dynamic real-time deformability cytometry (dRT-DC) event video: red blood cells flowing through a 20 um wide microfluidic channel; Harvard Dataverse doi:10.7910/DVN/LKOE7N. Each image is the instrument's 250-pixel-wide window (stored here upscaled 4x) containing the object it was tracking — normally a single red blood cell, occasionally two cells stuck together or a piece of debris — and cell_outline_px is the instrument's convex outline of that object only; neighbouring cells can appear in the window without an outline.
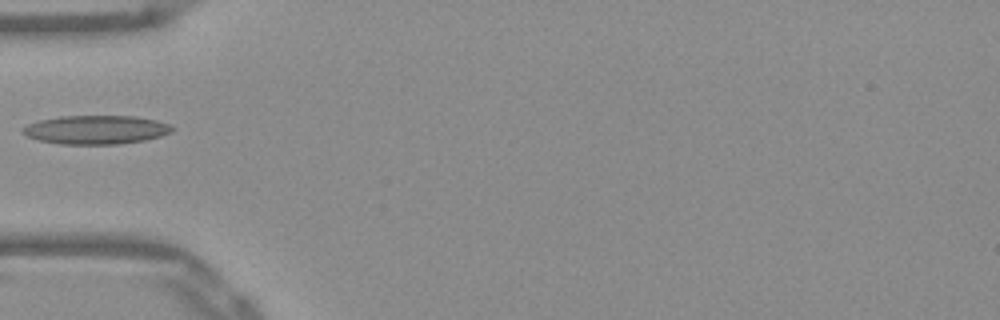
{"species": "Egyptian fruit bat (a non-hibernating species)", "species_latin": "Rousettus aegyptiacus", "temperature_condition": "warm", "stored_images_in_passage": 36, "camera_frame_rate_fps": 3000, "um_per_image_px": 0.085, "frame": {"image": 1, "passage_image": 1, "time_ms": 0.0, "image_size_px": [1000, 320], "cell_outline_px": [[176, 128], [172, 132], [160, 136], [144, 140], [116, 144], [60, 144], [40, 140], [28, 136], [20, 132], [20, 128], [28, 124], [40, 120], [60, 116], [136, 116], [156, 120], [168, 124]], "centroid_in_image_um": [8.15, 11.02], "position_along_channel_um": 76.8, "area_um2": 25.03}}
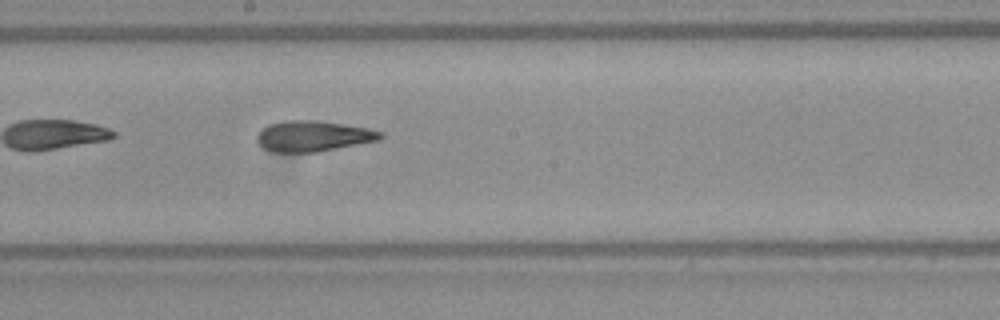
{"frame": {"image": 2, "passage_image": 12, "time_ms": 3.667, "image_size_px": [1000, 320], "cell_outline_px": [[384, 136], [380, 140], [316, 152], [272, 152], [264, 148], [256, 140], [256, 136], [268, 124], [284, 120], [316, 120], [368, 128], [384, 132]], "centroid_in_image_um": [26.63, 11.56], "position_along_channel_um": 221.6, "area_um2": 22.08}}
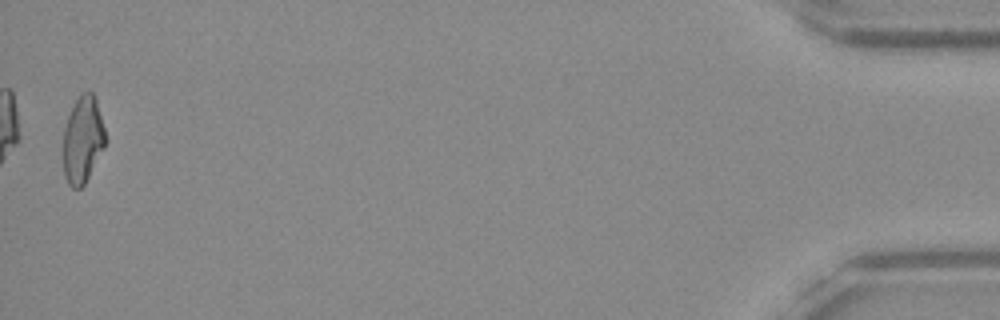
{"frame": {"image": 3, "passage_image": 35, "time_ms": 11.333, "image_size_px": [1000, 320], "cell_outline_px": [[108, 140], [104, 148], [84, 184], [80, 188], [72, 188], [68, 184], [64, 176], [64, 128], [68, 116], [80, 92], [92, 92], [96, 100]], "centroid_in_image_um": [7.05, 11.88], "position_along_channel_um": 428.1, "area_um2": 21.27}}